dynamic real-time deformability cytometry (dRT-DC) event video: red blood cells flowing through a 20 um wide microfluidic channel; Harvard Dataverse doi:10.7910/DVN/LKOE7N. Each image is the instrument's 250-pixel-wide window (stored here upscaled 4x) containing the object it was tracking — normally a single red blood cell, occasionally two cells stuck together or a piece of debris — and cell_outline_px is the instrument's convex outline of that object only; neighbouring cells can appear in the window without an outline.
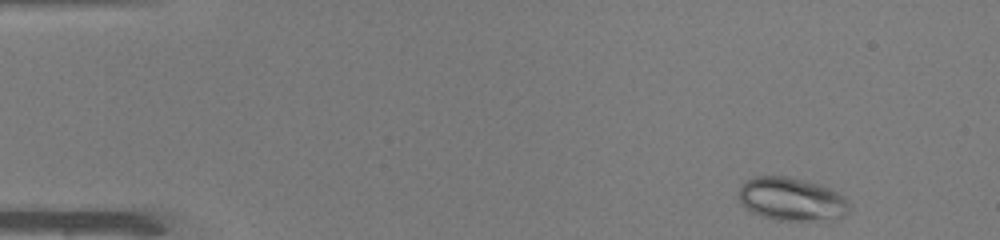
{"species": "common noctule bat (a hibernating species)", "species_latin": "Nyctalus noctula", "temperature_condition": "warm", "stored_images_in_passage": 47, "camera_frame_rate_fps": 3000, "um_per_image_px": 0.085, "animal": {"sex": "male", "body_mass_g": 19.0, "forearm_length_mm": 50.8}, "frame": {"image": 1, "passage_image": 2, "time_ms": 0.333, "image_size_px": [1000, 240], "cell_outline_px": [[848, 212], [844, 216], [832, 220], [776, 220], [760, 216], [744, 208], [736, 192], [748, 180], [756, 176], [788, 176], [820, 184], [832, 188], [848, 204]], "centroid_in_image_um": [67.25, 16.94], "position_along_channel_um": 17.7, "area_um2": 27.86}}
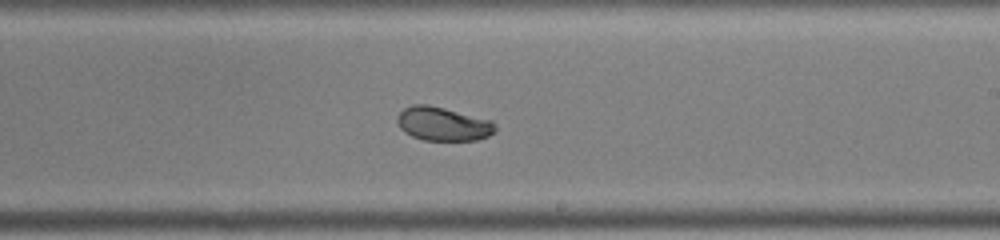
{"frame": {"image": 2, "passage_image": 27, "time_ms": 8.667, "image_size_px": [1000, 240], "cell_outline_px": [[496, 128], [488, 136], [476, 140], [424, 140], [412, 136], [404, 132], [400, 128], [396, 120], [396, 116], [404, 108], [412, 104], [428, 104], [492, 120], [496, 124]], "centroid_in_image_um": [37.62, 10.52], "position_along_channel_um": 251.4, "area_um2": 19.31}}
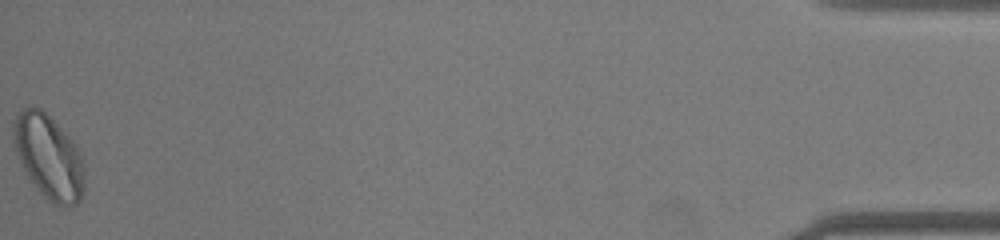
{"frame": {"image": 3, "passage_image": 47, "time_ms": 15.333, "image_size_px": [1000, 240], "cell_outline_px": [[84, 188], [80, 200], [76, 204], [64, 208], [56, 204], [44, 196], [32, 180], [24, 168], [16, 152], [12, 136], [12, 124], [16, 112], [28, 104], [40, 108], [72, 140], [80, 152], [84, 164]], "centroid_in_image_um": [4.13, 13.29], "position_along_channel_um": 431.1, "area_um2": 34.68}, "authors_computed_cell_mechanics": {"area_um2": 23.3512, "velocity_mm_per_s": 4.0842, "shape_relaxation_time_tau1_ms": 4.0998, "shape_relaxation_time_tau2_ms": null, "deformation_change_tau1": 0.1218, "deformation_change_tau2": null}}